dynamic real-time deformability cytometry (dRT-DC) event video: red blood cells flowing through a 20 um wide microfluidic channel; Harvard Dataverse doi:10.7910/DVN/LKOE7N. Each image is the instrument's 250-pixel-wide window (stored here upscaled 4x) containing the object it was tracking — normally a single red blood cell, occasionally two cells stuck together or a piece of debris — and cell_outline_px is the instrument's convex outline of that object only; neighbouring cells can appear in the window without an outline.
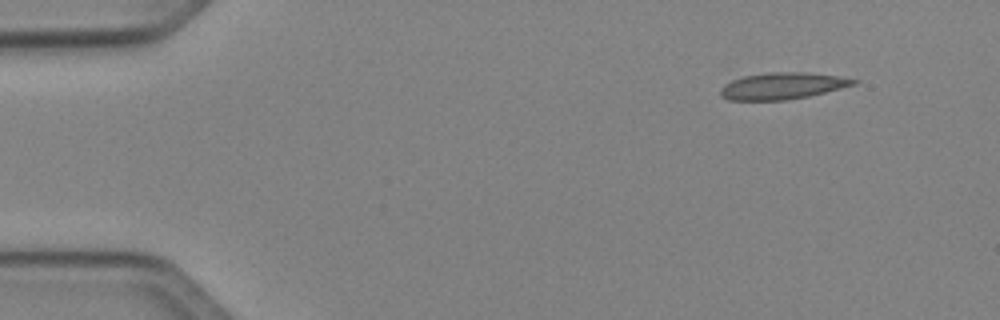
{"species": "Egyptian fruit bat (a non-hibernating species)", "species_latin": "Rousettus aegyptiacus", "temperature_condition": "cold", "stored_images_in_passage": 6, "camera_frame_rate_fps": 3000, "um_per_image_px": 0.085, "animal": {"sex": "female"}, "frame": {"image": 1, "passage_image": 1, "time_ms": 0.0, "image_size_px": [1000, 320], "cell_outline_px": [[860, 80], [856, 84], [808, 96], [788, 100], [728, 100], [720, 96], [720, 88], [724, 84], [732, 80], [744, 76], [768, 72], [804, 72], [836, 76]], "centroid_in_image_um": [66.46, 7.3], "position_along_channel_um": 18.5, "area_um2": 20.58}}
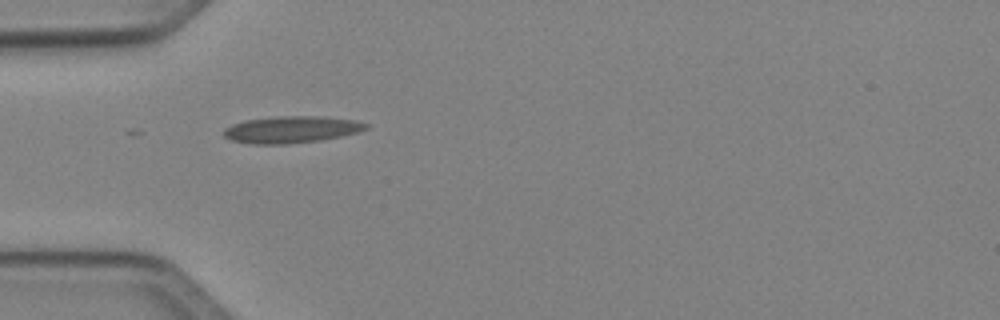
{"frame": {"image": 2, "passage_image": 4, "time_ms": 3.333, "image_size_px": [1000, 320], "cell_outline_px": [[368, 128], [356, 132], [340, 136], [320, 140], [288, 144], [252, 144], [232, 140], [224, 136], [224, 128], [232, 124], [244, 120], [276, 116], [324, 116], [356, 120], [368, 124]], "centroid_in_image_um": [24.76, 11.0], "position_along_channel_um": 60.2, "area_um2": 22.25}}
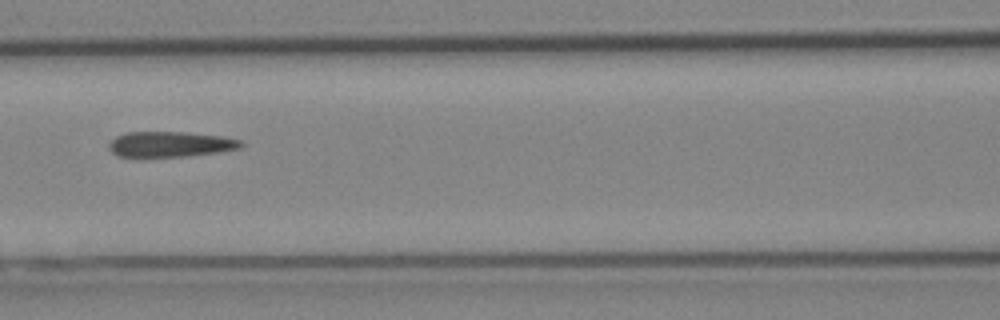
{"frame": {"image": 3, "passage_image": 6, "time_ms": 5.667, "image_size_px": [1000, 320], "cell_outline_px": [[244, 144], [240, 148], [216, 152], [188, 156], [116, 156], [108, 148], [108, 144], [116, 136], [128, 132], [184, 132], [224, 136], [244, 140]], "centroid_in_image_um": [14.51, 12.25], "position_along_channel_um": 152.1, "area_um2": 19.54}}